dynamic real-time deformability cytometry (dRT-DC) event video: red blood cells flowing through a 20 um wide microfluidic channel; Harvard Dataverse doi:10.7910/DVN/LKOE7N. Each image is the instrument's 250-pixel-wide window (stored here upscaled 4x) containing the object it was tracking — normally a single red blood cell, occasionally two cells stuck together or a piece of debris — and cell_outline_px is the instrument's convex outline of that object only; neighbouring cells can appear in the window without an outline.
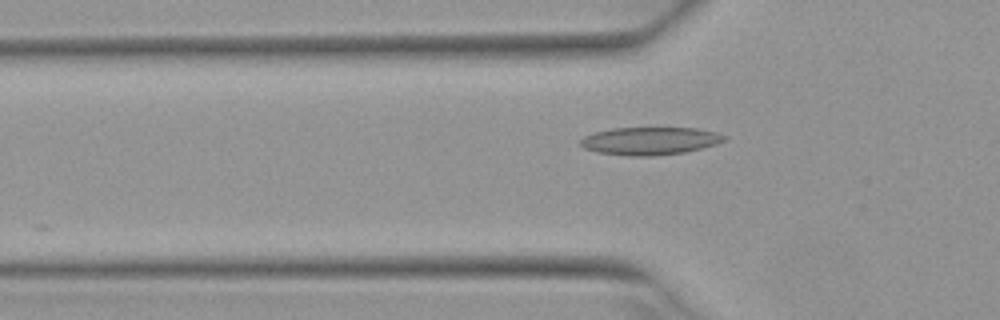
{"species": "Egyptian fruit bat (a non-hibernating species)", "species_latin": "Rousettus aegyptiacus", "temperature_condition": "warm", "stored_images_in_passage": 7, "camera_frame_rate_fps": 3000, "um_per_image_px": 0.085, "animal": {"sex": "female"}, "frame": {"image": 1, "passage_image": 2, "time_ms": 0.333, "image_size_px": [1000, 320], "cell_outline_px": [[728, 136], [724, 140], [716, 144], [684, 152], [656, 156], [628, 156], [596, 152], [584, 148], [580, 144], [580, 140], [584, 136], [592, 132], [612, 128], [696, 128], [716, 132]], "centroid_in_image_um": [55.21, 11.98], "position_along_channel_um": 70.6, "area_um2": 23.35}}
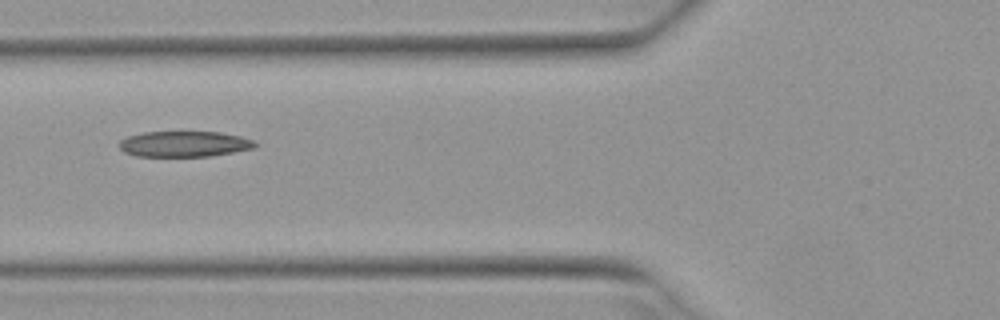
{"frame": {"image": 2, "passage_image": 5, "time_ms": 1.333, "image_size_px": [1000, 320], "cell_outline_px": [[260, 144], [256, 148], [208, 156], [136, 156], [124, 152], [116, 144], [120, 140], [128, 136], [144, 132], [220, 132], [240, 136], [252, 140]], "centroid_in_image_um": [15.65, 12.24], "position_along_channel_um": 110.1, "area_um2": 20.4}}